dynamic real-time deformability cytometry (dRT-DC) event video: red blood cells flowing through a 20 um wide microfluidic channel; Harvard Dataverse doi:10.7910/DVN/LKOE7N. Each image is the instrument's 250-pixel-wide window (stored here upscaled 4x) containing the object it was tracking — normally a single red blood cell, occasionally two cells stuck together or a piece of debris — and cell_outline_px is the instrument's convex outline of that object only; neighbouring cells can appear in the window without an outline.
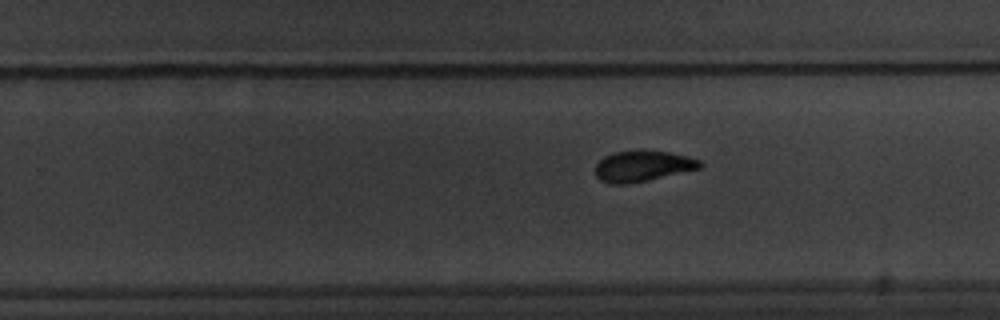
{"species": "common noctule bat (a hibernating species)", "species_latin": "Nyctalus noctula", "temperature_condition": "warm", "stored_images_in_passage": 11, "segment_of_instrument_passage": [2, 2], "camera_frame_rate_fps": 3000, "um_per_image_px": 0.085, "animal": {"sex": "male", "body_mass_g": 20.1, "forearm_length_mm": 53.5}, "frame": {"image": 1, "passage_image": 11, "time_ms": 11.667, "image_size_px": [1000, 320], "cell_outline_px": [[704, 164], [700, 168], [648, 180], [628, 184], [612, 184], [600, 180], [596, 176], [596, 164], [604, 156], [612, 152], [640, 148], [668, 152], [688, 156], [700, 160]], "centroid_in_image_um": [54.61, 14.08], "position_along_channel_um": 275.2, "area_um2": 19.19}}